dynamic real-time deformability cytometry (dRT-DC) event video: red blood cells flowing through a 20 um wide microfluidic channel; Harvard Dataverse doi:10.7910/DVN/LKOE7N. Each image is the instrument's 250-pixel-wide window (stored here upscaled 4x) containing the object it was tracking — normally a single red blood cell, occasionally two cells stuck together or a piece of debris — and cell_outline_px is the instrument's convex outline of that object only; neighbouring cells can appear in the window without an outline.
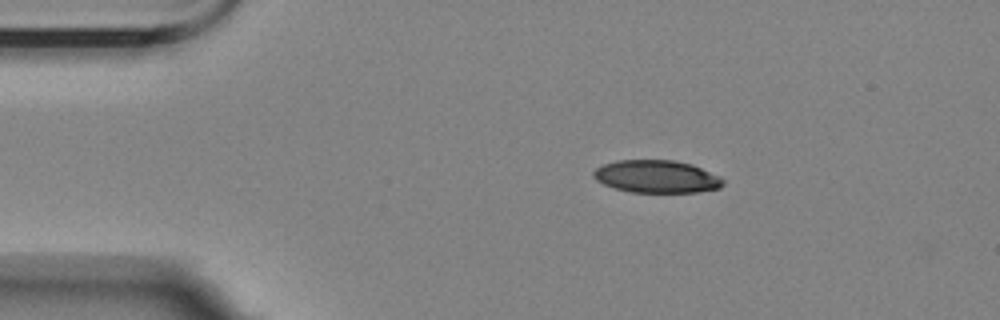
{"species": "Egyptian fruit bat (a non-hibernating species)", "species_latin": "Rousettus aegyptiacus", "temperature_condition": "room temperature", "stored_images_in_passage": 3, "camera_frame_rate_fps": 3000, "um_per_image_px": 0.085, "animal": {"sex": "female"}, "frame": {"image": 1, "passage_image": 1, "time_ms": 0.0, "image_size_px": [1000, 320], "cell_outline_px": [[724, 184], [720, 188], [696, 192], [632, 192], [616, 188], [604, 184], [596, 180], [592, 176], [592, 172], [596, 168], [604, 164], [616, 160], [672, 160], [692, 164], [720, 176], [724, 180]], "centroid_in_image_um": [55.82, 15.0], "position_along_channel_um": 29.2, "area_um2": 24.62}}